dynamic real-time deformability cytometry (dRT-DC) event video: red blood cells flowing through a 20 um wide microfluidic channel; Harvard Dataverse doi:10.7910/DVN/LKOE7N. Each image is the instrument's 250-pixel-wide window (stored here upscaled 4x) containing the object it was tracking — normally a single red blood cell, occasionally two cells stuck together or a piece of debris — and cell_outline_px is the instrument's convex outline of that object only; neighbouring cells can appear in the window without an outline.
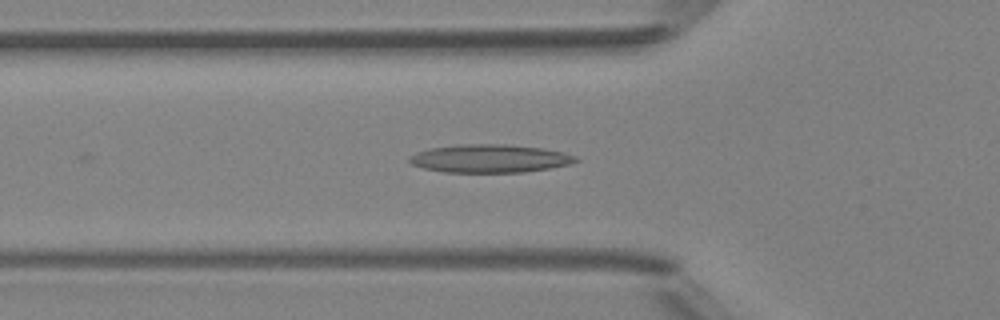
{"species": "Egyptian fruit bat (a non-hibernating species)", "species_latin": "Rousettus aegyptiacus", "temperature_condition": "room temperature", "stored_images_in_passage": 25, "camera_frame_rate_fps": 3000, "um_per_image_px": 0.085, "animal": {"sex": "female"}, "frame": {"image": 1, "passage_image": 2, "time_ms": 0.333, "image_size_px": [1000, 320], "cell_outline_px": [[580, 160], [572, 164], [524, 172], [444, 172], [424, 168], [412, 164], [408, 160], [416, 152], [432, 148], [460, 144], [508, 144], [540, 148], [564, 152], [576, 156]], "centroid_in_image_um": [41.67, 13.47], "position_along_channel_um": 84.1, "area_um2": 27.17}}
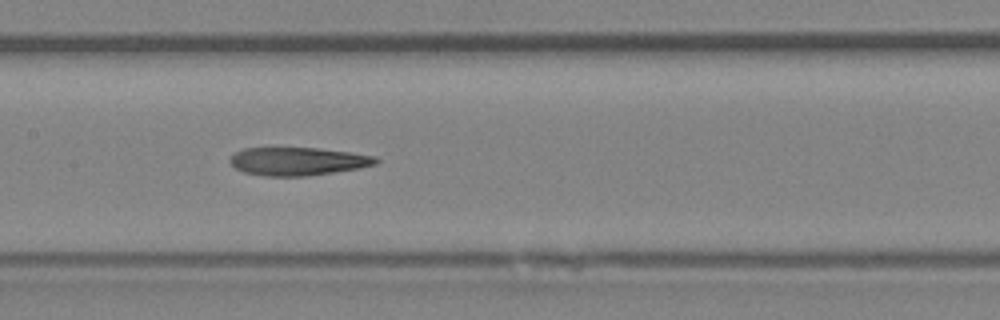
{"frame": {"image": 2, "passage_image": 9, "time_ms": 2.667, "image_size_px": [1000, 320], "cell_outline_px": [[380, 160], [376, 164], [360, 168], [308, 176], [264, 176], [244, 172], [236, 168], [228, 160], [236, 152], [244, 148], [316, 148], [348, 152], [376, 156]], "centroid_in_image_um": [25.33, 13.71], "position_along_channel_um": 182.1, "area_um2": 23.81}}
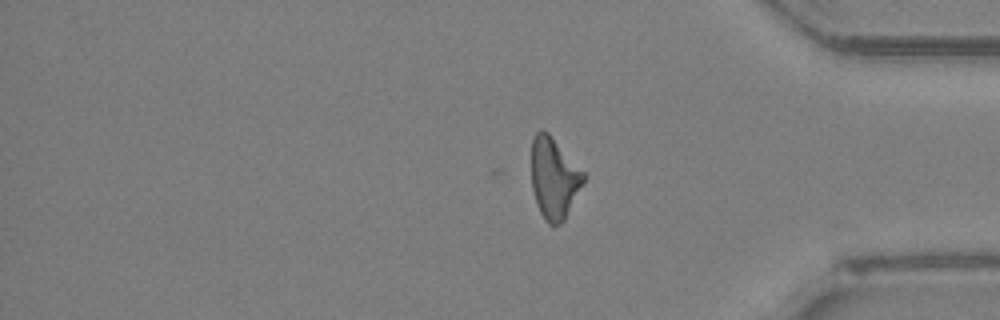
{"frame": {"image": 3, "passage_image": 25, "time_ms": 8.0, "image_size_px": [1000, 320], "cell_outline_px": [[584, 180], [564, 220], [560, 224], [548, 224], [544, 220], [536, 204], [532, 188], [532, 140], [536, 132], [540, 128], [544, 128], [548, 132], [584, 172]], "centroid_in_image_um": [47.06, 15.12], "position_along_channel_um": 388.1, "area_um2": 24.39}}